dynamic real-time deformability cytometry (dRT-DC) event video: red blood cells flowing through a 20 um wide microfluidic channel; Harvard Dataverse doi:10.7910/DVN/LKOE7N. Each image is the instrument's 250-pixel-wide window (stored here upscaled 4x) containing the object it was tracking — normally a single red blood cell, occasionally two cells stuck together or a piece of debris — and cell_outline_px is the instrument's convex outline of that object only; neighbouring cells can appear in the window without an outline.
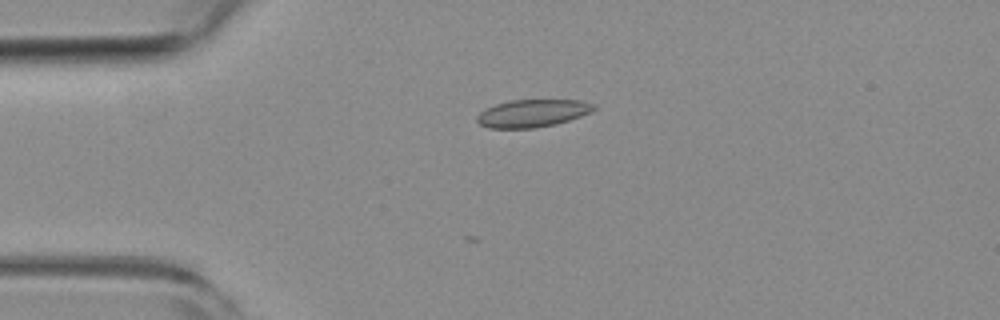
{"species": "common noctule bat (a hibernating species)", "species_latin": "Nyctalus noctula", "temperature_condition": "room temperature", "stored_images_in_passage": 4, "camera_frame_rate_fps": 3000, "um_per_image_px": 0.085, "animal": {"sex": "female", "body_mass_g": 19.3, "forearm_length_mm": 54.1}, "frame": {"image": 1, "passage_image": 1, "time_ms": 0.0, "image_size_px": [1000, 320], "cell_outline_px": [[596, 108], [580, 116], [556, 124], [536, 128], [488, 128], [480, 124], [476, 120], [476, 116], [480, 112], [496, 104], [512, 100], [580, 100], [596, 104]], "centroid_in_image_um": [45.25, 9.63], "position_along_channel_um": 39.7, "area_um2": 18.67}}